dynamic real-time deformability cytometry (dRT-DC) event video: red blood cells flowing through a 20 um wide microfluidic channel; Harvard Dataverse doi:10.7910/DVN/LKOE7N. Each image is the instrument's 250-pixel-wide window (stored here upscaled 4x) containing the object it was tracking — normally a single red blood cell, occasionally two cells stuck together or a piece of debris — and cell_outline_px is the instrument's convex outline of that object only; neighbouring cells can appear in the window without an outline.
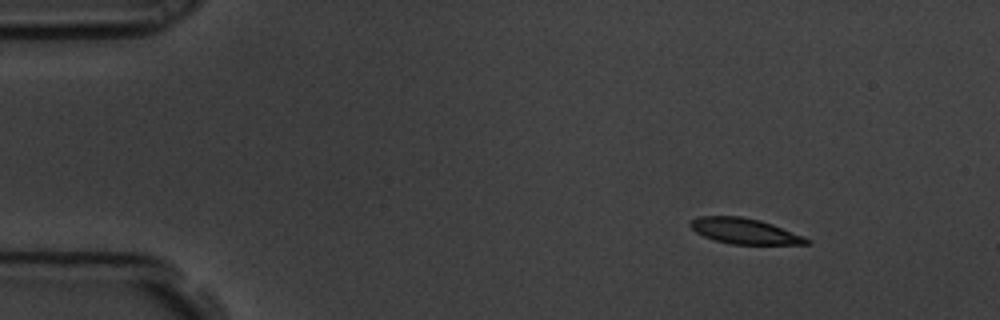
{"species": "common noctule bat (a hibernating species)", "species_latin": "Nyctalus noctula", "temperature_condition": "room temperature", "stored_images_in_passage": 6, "camera_frame_rate_fps": 3000, "um_per_image_px": 0.085, "animal": {"sex": "male", "body_mass_g": 19.5, "forearm_length_mm": 54.6}, "frame": {"image": 1, "passage_image": 3, "time_ms": 0.667, "image_size_px": [1000, 320], "cell_outline_px": [[812, 244], [732, 244], [716, 240], [704, 236], [696, 232], [688, 224], [692, 220], [700, 216], [740, 216], [760, 220], [772, 224], [804, 236], [812, 240]], "centroid_in_image_um": [63.32, 19.64], "position_along_channel_um": 21.7, "area_um2": 17.22}}
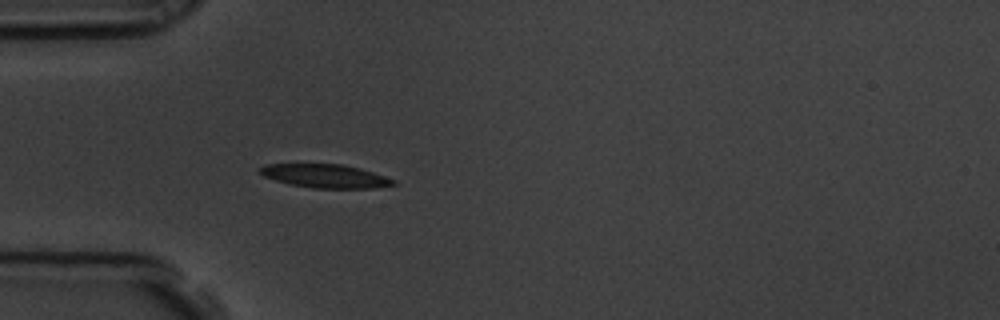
{"frame": {"image": 2, "passage_image": 6, "time_ms": 1.667, "image_size_px": [1000, 320], "cell_outline_px": [[396, 184], [372, 188], [312, 188], [288, 184], [264, 176], [260, 172], [260, 168], [264, 164], [344, 164], [360, 168], [396, 180]], "centroid_in_image_um": [27.65, 14.96], "position_along_channel_um": 57.4, "area_um2": 18.21}}